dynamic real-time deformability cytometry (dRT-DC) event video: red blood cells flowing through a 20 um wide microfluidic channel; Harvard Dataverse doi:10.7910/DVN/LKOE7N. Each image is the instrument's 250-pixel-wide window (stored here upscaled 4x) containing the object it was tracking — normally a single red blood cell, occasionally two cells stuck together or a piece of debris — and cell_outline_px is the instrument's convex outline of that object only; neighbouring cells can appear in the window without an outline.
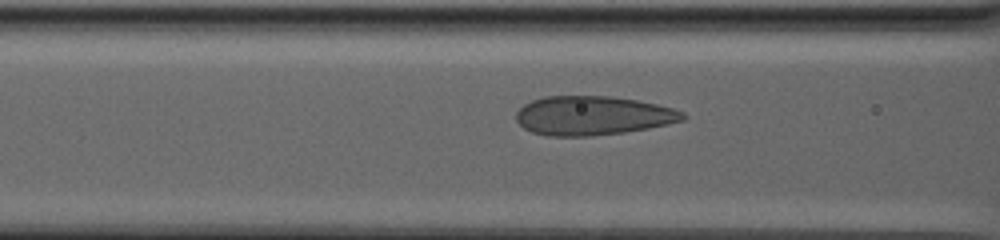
{"species": "human", "species_latin": "Homo sapiens", "temperature_condition": "warm", "stored_images_in_passage": 32, "camera_frame_rate_fps": 3000, "um_per_image_px": 0.085, "donor": {"sex": "male"}, "frame": {"image": 1, "passage_image": 18, "time_ms": 5.667, "image_size_px": [1000, 240], "cell_outline_px": [[688, 116], [684, 120], [668, 124], [648, 128], [624, 132], [588, 136], [548, 136], [532, 132], [524, 128], [516, 120], [516, 112], [524, 104], [532, 100], [544, 96], [608, 96], [636, 100], [656, 104], [672, 108], [684, 112]], "centroid_in_image_um": [50.38, 9.82], "position_along_channel_um": 116.2, "area_um2": 37.92}}
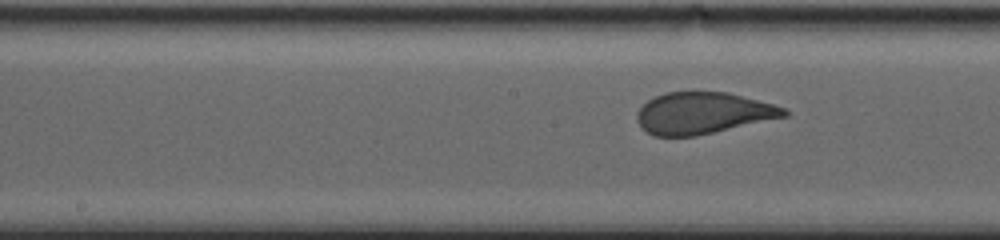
{"frame": {"image": 2, "passage_image": 27, "time_ms": 8.667, "image_size_px": [1000, 240], "cell_outline_px": [[788, 116], [696, 136], [656, 136], [648, 132], [636, 120], [636, 112], [648, 100], [664, 92], [728, 92], [772, 104], [784, 108], [788, 112]], "centroid_in_image_um": [59.74, 9.61], "position_along_channel_um": 188.5, "area_um2": 35.37}}
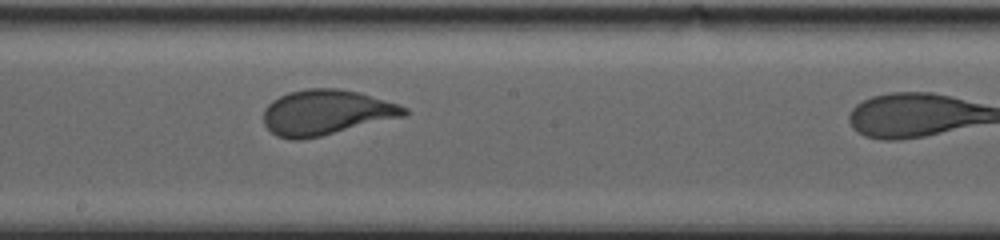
{"frame": {"image": 3, "passage_image": 31, "time_ms": 10.0, "image_size_px": [1000, 240], "cell_outline_px": [[408, 112], [404, 116], [320, 136], [300, 140], [292, 140], [276, 136], [264, 124], [264, 108], [272, 100], [288, 92], [304, 88], [340, 88], [356, 92], [400, 104], [408, 108]], "centroid_in_image_um": [27.69, 9.55], "position_along_channel_um": 220.5, "area_um2": 36.93}}